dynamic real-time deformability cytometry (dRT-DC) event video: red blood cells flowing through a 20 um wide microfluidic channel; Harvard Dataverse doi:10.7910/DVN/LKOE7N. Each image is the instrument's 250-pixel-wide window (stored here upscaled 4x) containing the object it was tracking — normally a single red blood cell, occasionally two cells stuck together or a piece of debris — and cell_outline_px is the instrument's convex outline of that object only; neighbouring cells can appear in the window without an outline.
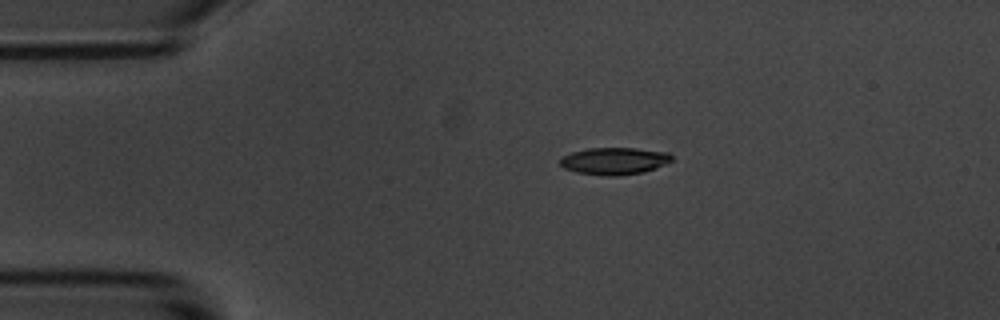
{"species": "common noctule bat (a hibernating species)", "species_latin": "Nyctalus noctula", "temperature_condition": "room temperature", "stored_images_in_passage": 9, "camera_frame_rate_fps": 3000, "um_per_image_px": 0.085, "animal": {"sex": "male", "body_mass_g": 20.1, "forearm_length_mm": 53.5}, "frame": {"image": 1, "passage_image": 1, "time_ms": 0.0, "image_size_px": [1000, 320], "cell_outline_px": [[672, 160], [656, 168], [644, 172], [616, 176], [608, 176], [576, 172], [564, 168], [560, 164], [560, 156], [572, 152], [588, 148], [636, 148], [668, 152], [672, 156]], "centroid_in_image_um": [52.2, 13.68], "position_along_channel_um": 32.8, "area_um2": 17.69}}
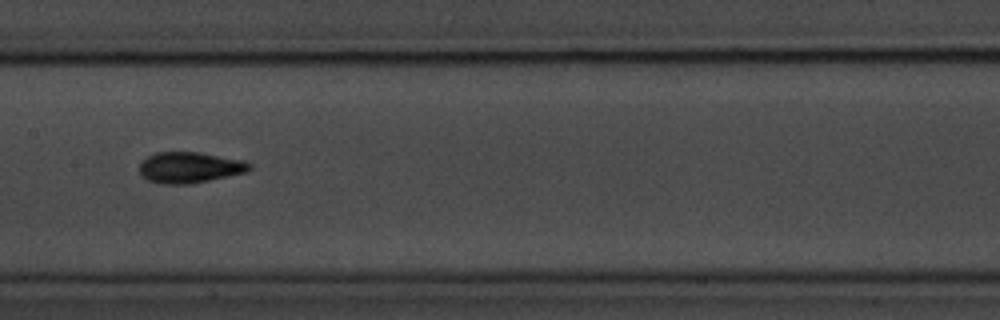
{"frame": {"image": 2, "passage_image": 6, "time_ms": 5.667, "image_size_px": [1000, 320], "cell_outline_px": [[252, 168], [244, 172], [208, 180], [188, 184], [160, 184], [148, 180], [140, 172], [140, 164], [148, 156], [156, 152], [200, 152], [244, 160], [252, 164]], "centroid_in_image_um": [16.13, 14.22], "position_along_channel_um": 191.3, "area_um2": 19.65}}
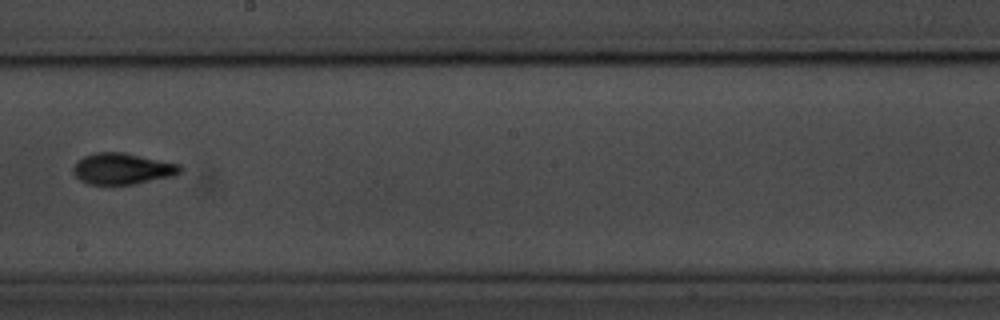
{"frame": {"image": 3, "passage_image": 7, "time_ms": 7.0, "image_size_px": [1000, 320], "cell_outline_px": [[184, 168], [180, 172], [172, 176], [136, 184], [88, 184], [80, 180], [72, 172], [72, 168], [84, 156], [96, 152], [124, 152], [180, 164]], "centroid_in_image_um": [10.42, 14.34], "position_along_channel_um": 237.8, "area_um2": 19.42}}